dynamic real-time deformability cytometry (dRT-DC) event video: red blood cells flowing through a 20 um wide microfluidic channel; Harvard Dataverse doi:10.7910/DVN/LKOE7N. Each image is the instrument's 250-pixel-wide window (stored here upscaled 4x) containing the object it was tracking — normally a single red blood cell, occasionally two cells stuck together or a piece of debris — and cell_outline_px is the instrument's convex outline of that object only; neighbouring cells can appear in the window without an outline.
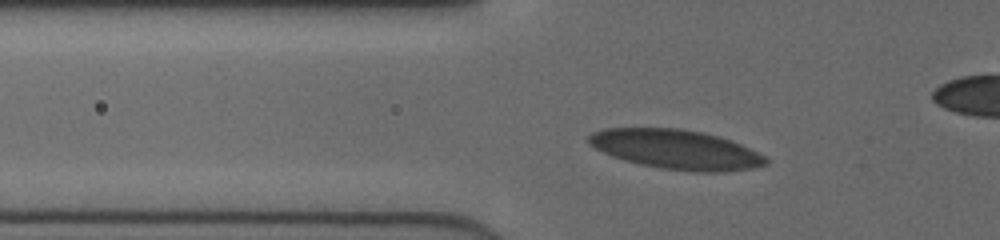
{"species": "human", "species_latin": "Homo sapiens", "temperature_condition": "cold", "stored_images_in_passage": 41, "camera_frame_rate_fps": 3000, "um_per_image_px": 0.085, "donor": {"sex": "female"}, "frame": {"image": 1, "passage_image": 7, "time_ms": 2.0, "image_size_px": [1000, 240], "cell_outline_px": [[768, 164], [752, 168], [724, 172], [696, 172], [660, 168], [640, 164], [624, 160], [612, 156], [588, 144], [588, 136], [592, 132], [604, 128], [680, 128], [700, 132], [716, 136], [740, 144], [764, 156], [768, 160]], "centroid_in_image_um": [57.44, 12.7], "position_along_channel_um": 68.4, "area_um2": 40.46}}
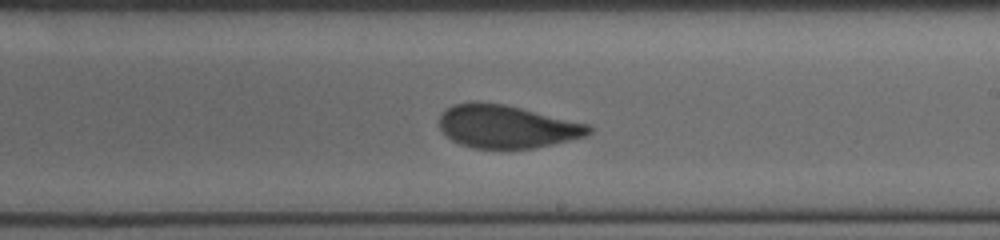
{"frame": {"image": 2, "passage_image": 21, "time_ms": 6.667, "image_size_px": [1000, 240], "cell_outline_px": [[592, 132], [588, 136], [552, 144], [532, 148], [472, 148], [460, 144], [452, 140], [440, 128], [440, 116], [452, 104], [472, 100], [476, 100], [504, 104], [588, 124], [592, 128]], "centroid_in_image_um": [43.07, 10.74], "position_along_channel_um": 245.9, "area_um2": 37.4}}
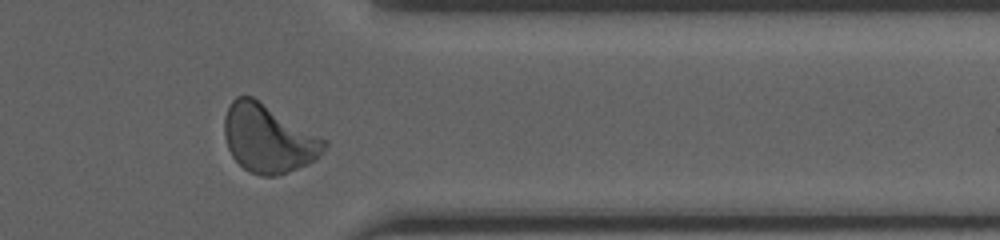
{"frame": {"image": 3, "passage_image": 32, "time_ms": 10.333, "image_size_px": [1000, 240], "cell_outline_px": [[328, 144], [324, 152], [308, 164], [288, 172], [276, 176], [260, 176], [248, 172], [232, 156], [228, 148], [224, 136], [224, 116], [232, 100], [236, 96], [252, 96], [328, 140]], "centroid_in_image_um": [22.81, 11.78], "position_along_channel_um": 388.6, "area_um2": 39.82}, "authors_computed_cell_mechanics": {"area_um2": 38.148, "velocity_mm_per_s": 3.9707, "shape_relaxation_time_tau1_ms": 5.129, "shape_relaxation_time_tau2_ms": 0.6948, "deformation_change_tau1": 0.1621, "deformation_change_tau2": 0.0527}}